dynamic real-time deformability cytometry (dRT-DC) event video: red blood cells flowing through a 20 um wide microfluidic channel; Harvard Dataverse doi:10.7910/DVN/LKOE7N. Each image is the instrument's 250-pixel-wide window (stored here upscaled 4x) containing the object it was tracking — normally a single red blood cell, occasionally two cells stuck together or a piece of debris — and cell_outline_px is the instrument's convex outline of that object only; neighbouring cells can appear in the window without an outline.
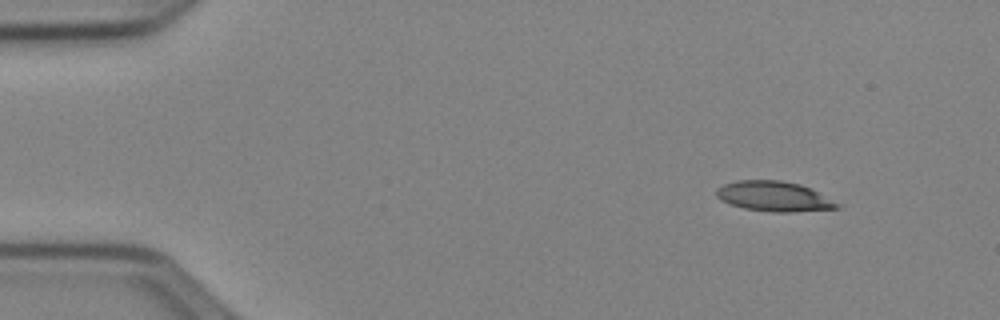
{"species": "Egyptian fruit bat (a non-hibernating species)", "species_latin": "Rousettus aegyptiacus", "temperature_condition": "cold", "stored_images_in_passage": 47, "camera_frame_rate_fps": 3000, "um_per_image_px": 0.085, "animal": {"sex": "female"}, "frame": {"image": 1, "passage_image": 1, "time_ms": 0.0, "image_size_px": [1000, 320], "cell_outline_px": [[840, 208], [792, 212], [772, 212], [744, 208], [720, 200], [716, 196], [716, 188], [724, 184], [736, 180], [780, 180], [800, 184], [840, 204]], "centroid_in_image_um": [65.74, 16.69], "position_along_channel_um": 19.3, "area_um2": 20.92}}
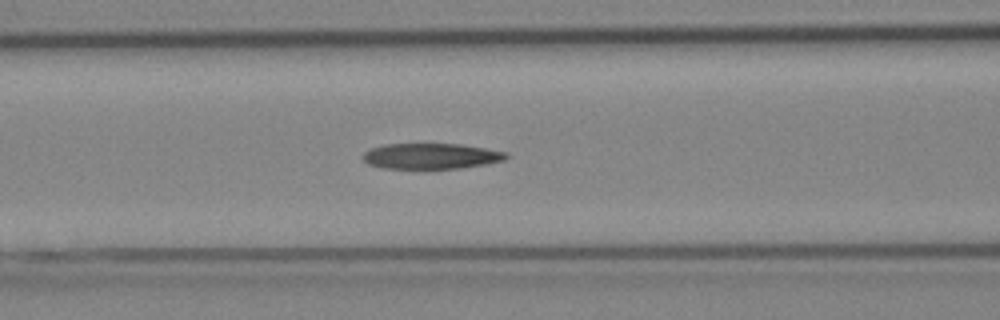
{"frame": {"image": 2, "passage_image": 17, "time_ms": 5.333, "image_size_px": [1000, 320], "cell_outline_px": [[508, 156], [504, 160], [484, 164], [460, 168], [380, 168], [368, 164], [364, 160], [364, 152], [368, 148], [384, 144], [460, 144], [508, 152]], "centroid_in_image_um": [36.61, 13.26], "position_along_channel_um": 130.0, "area_um2": 21.33}}
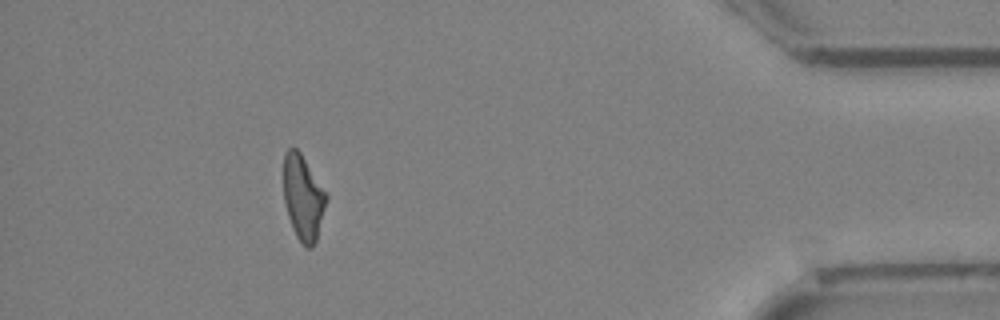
{"frame": {"image": 3, "passage_image": 42, "time_ms": 13.667, "image_size_px": [1000, 320], "cell_outline_px": [[328, 200], [316, 240], [312, 248], [304, 248], [296, 236], [288, 216], [284, 200], [284, 152], [288, 148], [296, 148], [300, 152], [328, 196]], "centroid_in_image_um": [25.77, 16.82], "position_along_channel_um": 409.4, "area_um2": 21.1}, "authors_computed_cell_mechanics": {"area_um2": 22.253, "velocity_mm_per_s": 3.9669, "shape_relaxation_time_tau1_ms": null, "shape_relaxation_time_tau2_ms": 8.9837, "deformation_change_tau1": null, "deformation_change_tau2": 0.2325}}